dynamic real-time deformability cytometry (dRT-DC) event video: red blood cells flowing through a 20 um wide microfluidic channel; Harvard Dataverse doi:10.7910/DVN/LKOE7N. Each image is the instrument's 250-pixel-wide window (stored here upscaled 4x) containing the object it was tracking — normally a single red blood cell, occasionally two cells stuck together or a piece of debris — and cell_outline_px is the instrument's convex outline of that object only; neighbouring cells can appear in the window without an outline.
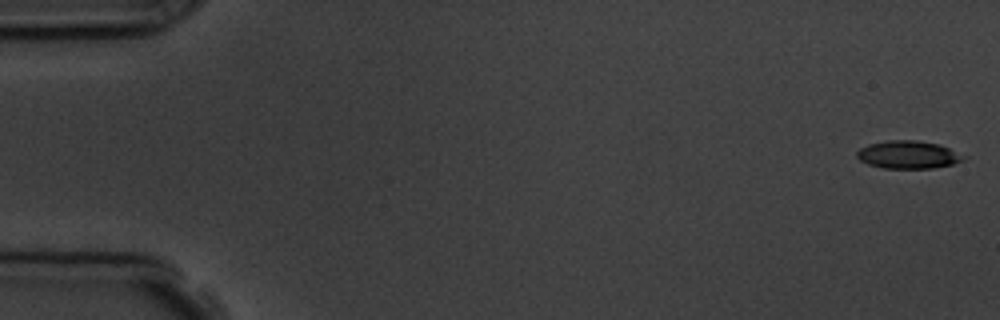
{"species": "common noctule bat (a hibernating species)", "species_latin": "Nyctalus noctula", "temperature_condition": "room temperature", "stored_images_in_passage": 6, "camera_frame_rate_fps": 3000, "um_per_image_px": 0.085, "animal": {"sex": "male", "body_mass_g": 19.5, "forearm_length_mm": 54.6}, "frame": {"image": 1, "passage_image": 1, "time_ms": 0.0, "image_size_px": [1000, 320], "cell_outline_px": [[968, 156], [964, 160], [952, 164], [932, 168], [884, 168], [868, 164], [860, 160], [856, 156], [856, 152], [860, 148], [868, 144], [888, 140], [916, 140], [940, 144]], "centroid_in_image_um": [77.21, 13.14], "position_along_channel_um": 7.8, "area_um2": 17.4}}